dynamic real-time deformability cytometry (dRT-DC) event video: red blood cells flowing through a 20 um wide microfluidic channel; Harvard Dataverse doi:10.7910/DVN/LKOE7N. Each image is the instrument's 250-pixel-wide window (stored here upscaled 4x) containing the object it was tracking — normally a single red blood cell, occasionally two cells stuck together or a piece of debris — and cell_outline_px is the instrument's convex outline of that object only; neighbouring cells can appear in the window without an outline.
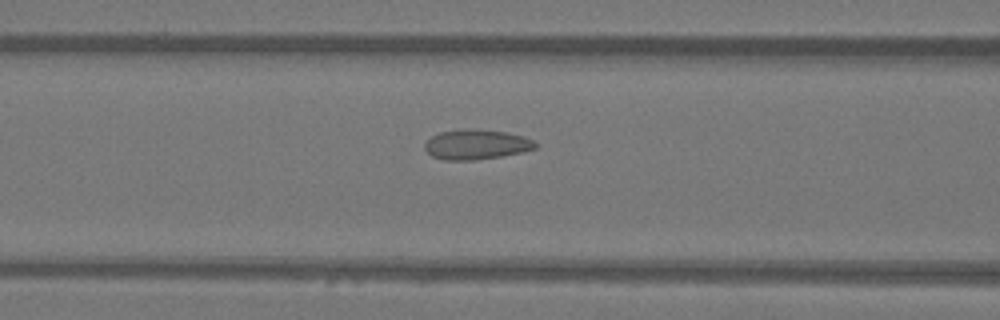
{"species": "Egyptian fruit bat (a non-hibernating species)", "species_latin": "Rousettus aegyptiacus", "temperature_condition": "warm", "stored_images_in_passage": 27, "camera_frame_rate_fps": 3000, "um_per_image_px": 0.085, "animal": {"sex": "female"}, "frame": {"image": 1, "passage_image": 6, "time_ms": 1.667, "image_size_px": [1000, 320], "cell_outline_px": [[536, 148], [524, 152], [500, 156], [472, 160], [444, 160], [432, 156], [424, 148], [424, 144], [432, 136], [440, 132], [460, 128], [464, 128], [508, 132], [524, 136], [532, 140], [536, 144]], "centroid_in_image_um": [40.48, 12.27], "position_along_channel_um": 126.1, "area_um2": 19.31}}
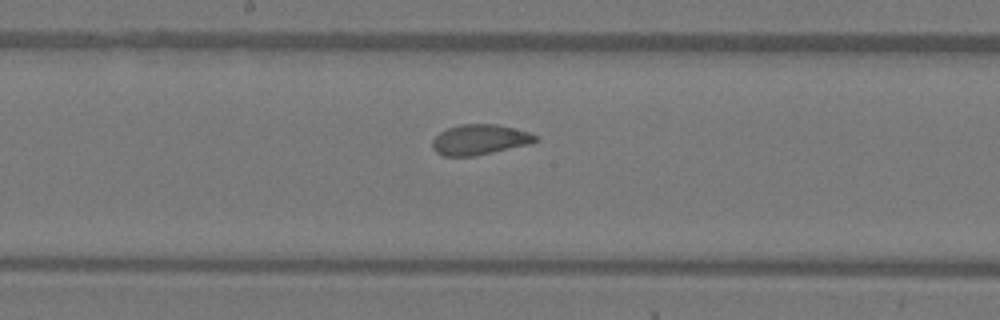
{"frame": {"image": 2, "passage_image": 12, "time_ms": 3.667, "image_size_px": [1000, 320], "cell_outline_px": [[540, 140], [532, 144], [476, 156], [444, 156], [436, 152], [432, 148], [432, 140], [440, 132], [448, 128], [460, 124], [496, 124], [528, 132], [536, 136]], "centroid_in_image_um": [40.78, 11.88], "position_along_channel_um": 207.4, "area_um2": 18.32}}
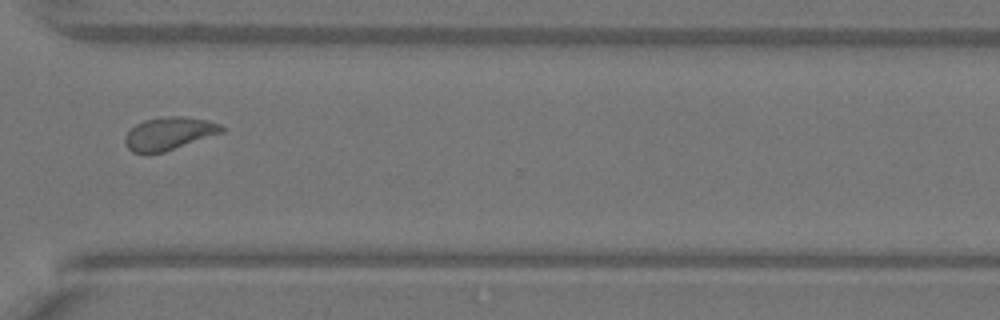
{"frame": {"image": 3, "passage_image": 23, "time_ms": 7.333, "image_size_px": [1000, 320], "cell_outline_px": [[224, 132], [164, 152], [148, 156], [132, 152], [124, 144], [124, 136], [136, 124], [144, 120], [164, 116], [184, 116], [208, 120], [220, 124], [224, 128]], "centroid_in_image_um": [14.33, 11.37], "position_along_channel_um": 356.3, "area_um2": 18.9}}